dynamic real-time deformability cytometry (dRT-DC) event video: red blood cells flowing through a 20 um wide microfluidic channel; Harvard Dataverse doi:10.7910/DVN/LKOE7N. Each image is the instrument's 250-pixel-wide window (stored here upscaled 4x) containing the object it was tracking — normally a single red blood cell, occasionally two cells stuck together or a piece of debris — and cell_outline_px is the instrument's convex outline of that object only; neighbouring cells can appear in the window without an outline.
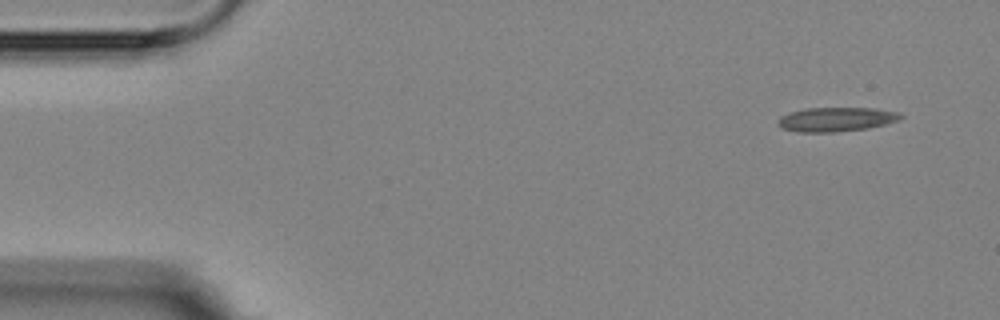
{"species": "Egyptian fruit bat (a non-hibernating species)", "species_latin": "Rousettus aegyptiacus", "temperature_condition": "room temperature", "stored_images_in_passage": 16, "camera_frame_rate_fps": 3000, "um_per_image_px": 0.085, "animal": {"sex": "female"}, "frame": {"image": 1, "passage_image": 1, "time_ms": 0.0, "image_size_px": [1000, 320], "cell_outline_px": [[904, 116], [900, 120], [868, 128], [832, 132], [796, 132], [780, 128], [776, 124], [776, 120], [780, 116], [788, 112], [808, 108], [876, 108], [900, 112]], "centroid_in_image_um": [71.04, 10.14], "position_along_channel_um": 14.0, "area_um2": 17.57}}
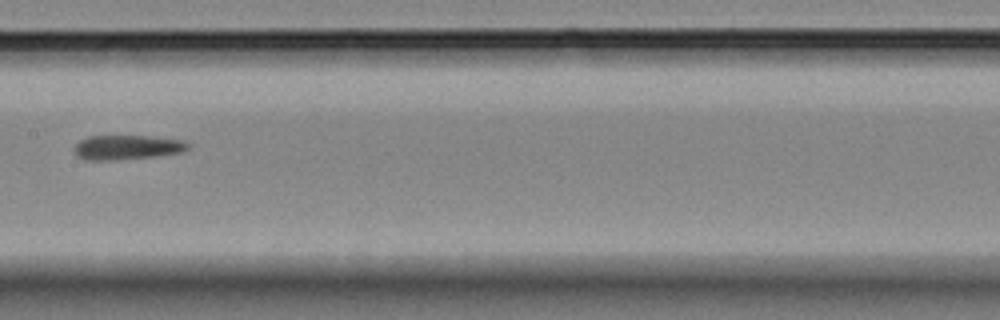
{"frame": {"image": 2, "passage_image": 8, "time_ms": 8.0, "image_size_px": [1000, 320], "cell_outline_px": [[192, 148], [180, 152], [156, 156], [116, 160], [88, 160], [76, 156], [76, 144], [80, 140], [88, 136], [148, 136], [184, 140], [192, 144]], "centroid_in_image_um": [10.86, 12.52], "position_along_channel_um": 196.5, "area_um2": 16.3}}
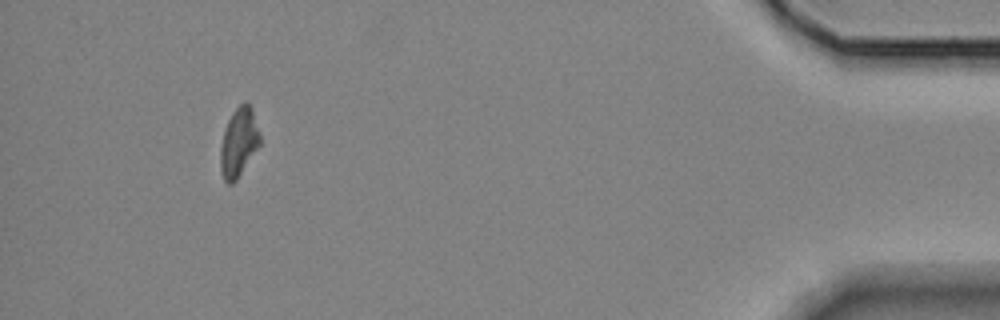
{"frame": {"image": 3, "passage_image": 15, "time_ms": 16.0, "image_size_px": [1000, 320], "cell_outline_px": [[260, 144], [236, 180], [232, 184], [228, 184], [224, 180], [220, 168], [220, 148], [224, 132], [228, 120], [232, 112], [244, 100], [248, 100], [252, 108], [260, 136]], "centroid_in_image_um": [20.29, 12.07], "position_along_channel_um": 414.9, "area_um2": 15.78}, "authors_computed_cell_mechanics": {"area_um2": 16.6175, "velocity_mm_per_s": 3.5571, "shape_relaxation_time_tau1_ms": null, "shape_relaxation_time_tau2_ms": 8.2094, "deformation_change_tau1": null, "deformation_change_tau2": 0.2536}}